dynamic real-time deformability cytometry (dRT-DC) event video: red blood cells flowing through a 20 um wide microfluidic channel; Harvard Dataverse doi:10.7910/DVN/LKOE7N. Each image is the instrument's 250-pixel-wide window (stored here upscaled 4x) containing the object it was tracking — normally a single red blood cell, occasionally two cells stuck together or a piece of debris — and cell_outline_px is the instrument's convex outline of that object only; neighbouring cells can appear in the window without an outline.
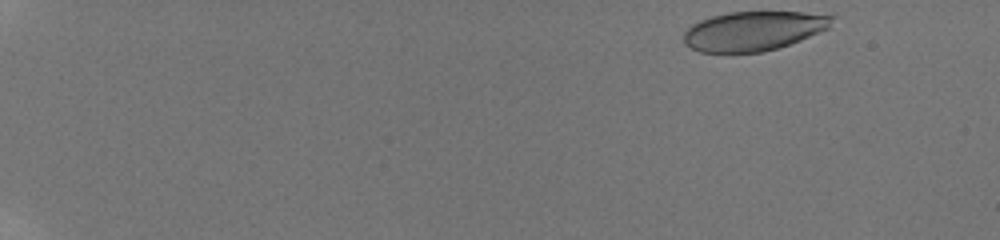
{"species": "human", "species_latin": "Homo sapiens", "temperature_condition": "room temperature", "stored_images_in_passage": 21, "camera_frame_rate_fps": 3000, "um_per_image_px": 0.085, "donor": {"sex": "male"}, "frame": {"image": 1, "passage_image": 1, "time_ms": 0.0, "image_size_px": [1000, 240], "cell_outline_px": [[836, 16], [828, 28], [800, 40], [764, 52], [700, 52], [684, 44], [684, 32], [692, 24], [700, 20], [712, 16], [728, 12], [800, 12]], "centroid_in_image_um": [64.02, 2.62], "position_along_channel_um": 21.0, "area_um2": 33.76}}
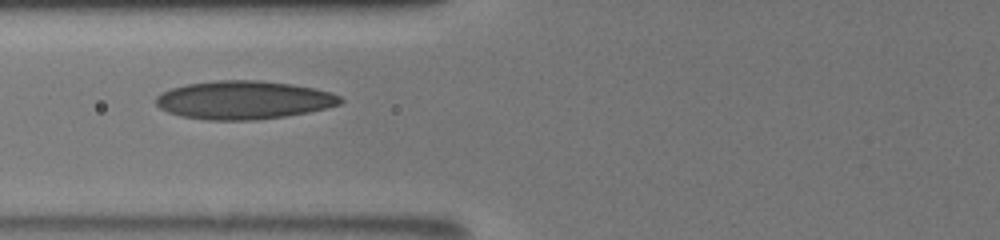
{"frame": {"image": 2, "passage_image": 12, "time_ms": 6.667, "image_size_px": [1000, 240], "cell_outline_px": [[344, 100], [340, 104], [308, 112], [288, 116], [256, 120], [208, 120], [180, 116], [168, 112], [160, 108], [156, 104], [156, 96], [172, 88], [188, 84], [216, 80], [260, 80], [292, 84], [332, 92], [340, 96]], "centroid_in_image_um": [20.73, 8.5], "position_along_channel_um": 105.1, "area_um2": 41.21}}
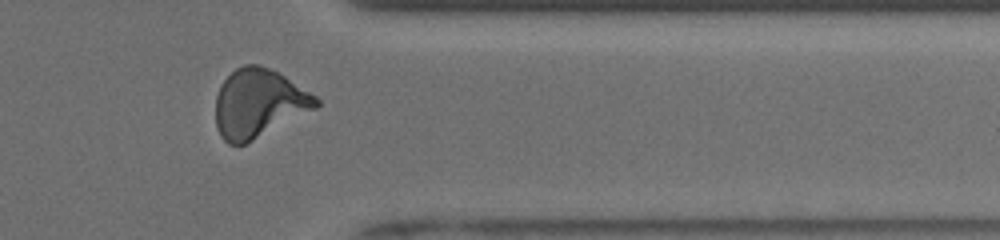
{"frame": {"image": 3, "passage_image": 19, "time_ms": 14.0, "image_size_px": [1000, 240], "cell_outline_px": [[320, 104], [316, 108], [244, 144], [228, 144], [220, 136], [216, 128], [216, 96], [220, 84], [236, 68], [244, 64], [256, 64], [268, 68], [284, 76], [316, 96], [320, 100]], "centroid_in_image_um": [21.95, 8.78], "position_along_channel_um": 389.4, "area_um2": 39.65}, "authors_computed_cell_mechanics": {"area_um2": 37.0498, "velocity_mm_per_s": 3.9214, "shape_relaxation_time_tau1_ms": 5.9138, "shape_relaxation_time_tau2_ms": 1.1846, "deformation_change_tau1": 0.1862, "deformation_change_tau2": 0.071}}